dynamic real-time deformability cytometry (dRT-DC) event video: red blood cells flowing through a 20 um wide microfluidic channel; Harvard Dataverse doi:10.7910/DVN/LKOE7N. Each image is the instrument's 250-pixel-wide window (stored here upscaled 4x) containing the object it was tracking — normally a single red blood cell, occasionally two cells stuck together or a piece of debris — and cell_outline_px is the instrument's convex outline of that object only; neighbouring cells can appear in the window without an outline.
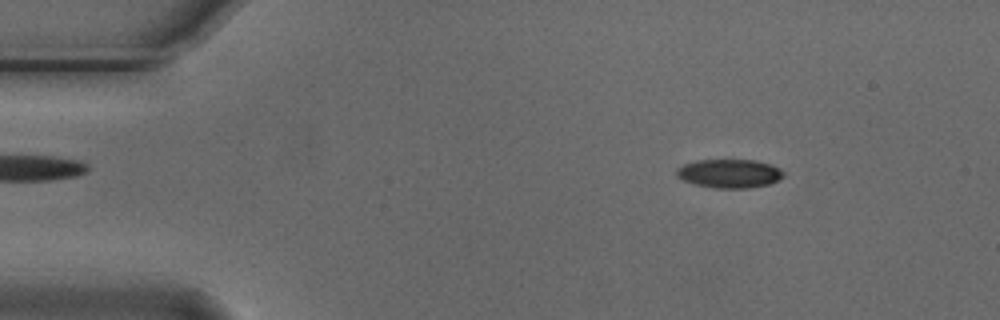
{"species": "Egyptian fruit bat (a non-hibernating species)", "species_latin": "Rousettus aegyptiacus", "temperature_condition": "cold", "stored_images_in_passage": 54, "camera_frame_rate_fps": 3000, "um_per_image_px": 0.085, "animal": {"sex": "male"}, "frame": {"image": 1, "passage_image": 7, "time_ms": 2.0, "image_size_px": [1000, 320], "cell_outline_px": [[784, 176], [768, 184], [748, 188], [716, 188], [692, 184], [676, 176], [676, 168], [684, 164], [696, 160], [756, 160], [772, 164], [780, 168], [784, 172]], "centroid_in_image_um": [61.99, 14.74], "position_along_channel_um": 23.0, "area_um2": 17.98}}
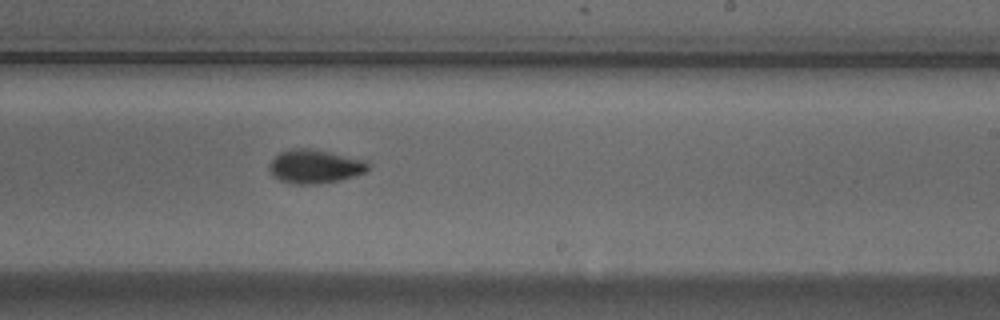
{"frame": {"image": 2, "passage_image": 32, "time_ms": 10.333, "image_size_px": [1000, 320], "cell_outline_px": [[368, 168], [364, 172], [340, 180], [316, 184], [296, 184], [280, 180], [272, 176], [268, 168], [268, 164], [280, 152], [292, 148], [308, 148], [328, 152], [364, 160], [368, 164]], "centroid_in_image_um": [26.7, 14.15], "position_along_channel_um": 262.3, "area_um2": 19.13}}
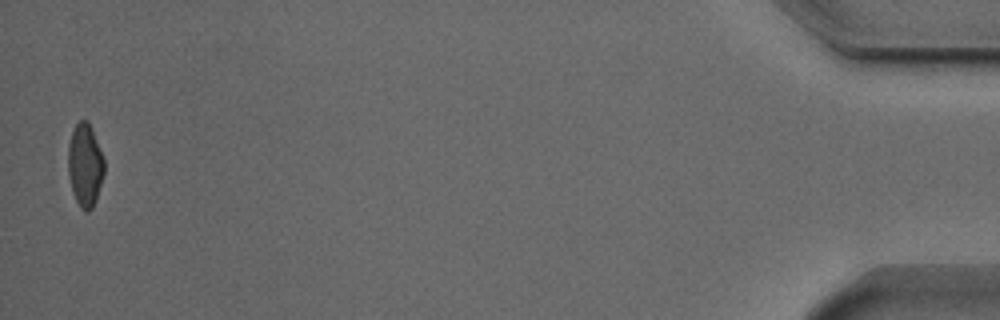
{"frame": {"image": 3, "passage_image": 53, "time_ms": 17.333, "image_size_px": [1000, 320], "cell_outline_px": [[104, 172], [96, 200], [92, 208], [88, 212], [84, 212], [80, 208], [72, 192], [68, 176], [68, 148], [72, 132], [76, 124], [80, 120], [88, 120], [92, 128], [104, 160]], "centroid_in_image_um": [7.22, 14.06], "position_along_channel_um": 428.0, "area_um2": 17.51}, "authors_computed_cell_mechanics": {"area_um2": 18.4671, "velocity_mm_per_s": 3.7511, "shape_relaxation_time_tau1_ms": 3.5368, "shape_relaxation_time_tau2_ms": 2.3439, "deformation_change_tau1": 0.1324, "deformation_change_tau2": 0.0605}}